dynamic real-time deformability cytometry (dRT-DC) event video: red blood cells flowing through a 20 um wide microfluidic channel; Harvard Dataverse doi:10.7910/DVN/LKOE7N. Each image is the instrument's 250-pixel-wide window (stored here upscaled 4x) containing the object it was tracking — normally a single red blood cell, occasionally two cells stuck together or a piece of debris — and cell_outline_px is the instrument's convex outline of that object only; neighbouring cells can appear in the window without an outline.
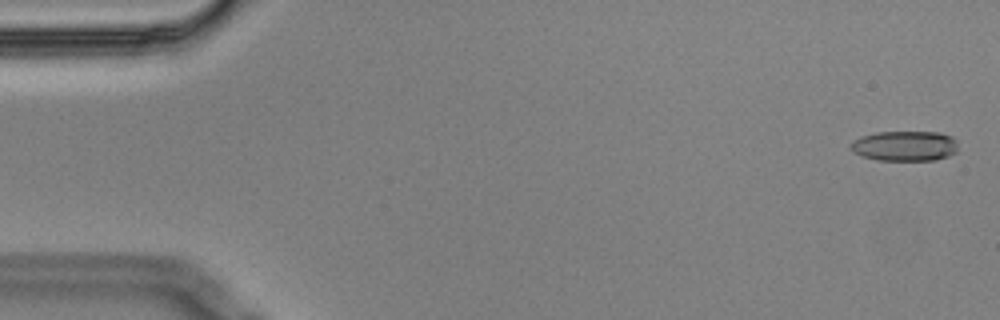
{"species": "Egyptian fruit bat (a non-hibernating species)", "species_latin": "Rousettus aegyptiacus", "temperature_condition": "cold", "stored_images_in_passage": 6, "camera_frame_rate_fps": 3000, "um_per_image_px": 0.085, "animal": {"sex": "male"}, "frame": {"image": 1, "passage_image": 1, "time_ms": 0.0, "image_size_px": [1000, 320], "cell_outline_px": [[956, 152], [948, 156], [936, 160], [876, 160], [860, 156], [852, 152], [848, 148], [848, 144], [852, 140], [860, 136], [876, 132], [940, 132], [952, 136], [956, 140]], "centroid_in_image_um": [76.84, 12.4], "position_along_channel_um": 8.2, "area_um2": 19.25}}